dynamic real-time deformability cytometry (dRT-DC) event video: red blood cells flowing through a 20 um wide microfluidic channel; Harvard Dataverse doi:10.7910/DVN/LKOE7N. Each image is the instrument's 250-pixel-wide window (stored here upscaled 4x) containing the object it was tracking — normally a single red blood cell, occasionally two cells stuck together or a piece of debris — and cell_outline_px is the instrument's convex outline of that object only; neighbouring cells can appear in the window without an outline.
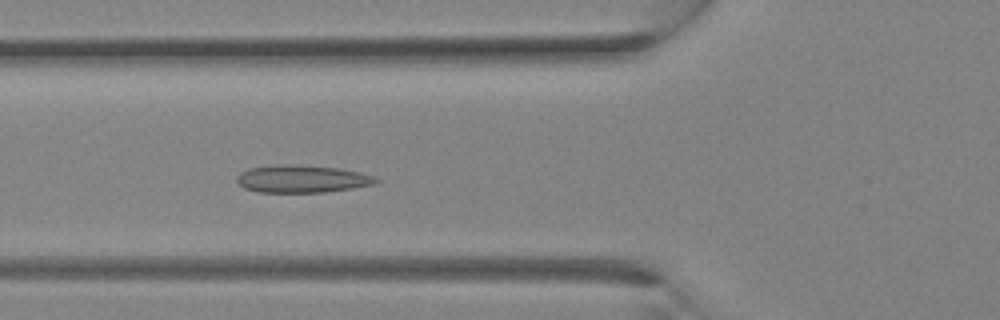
{"species": "Egyptian fruit bat (a non-hibernating species)", "species_latin": "Rousettus aegyptiacus", "temperature_condition": "room temperature", "stored_images_in_passage": 13, "camera_frame_rate_fps": 3000, "um_per_image_px": 0.085, "animal": {"sex": "female"}, "frame": {"image": 1, "passage_image": 13, "time_ms": 4.0, "image_size_px": [1000, 320], "cell_outline_px": [[380, 180], [376, 184], [352, 188], [324, 192], [260, 192], [244, 188], [236, 180], [236, 176], [240, 172], [248, 168], [276, 164], [284, 164], [336, 168], [360, 172], [372, 176]], "centroid_in_image_um": [25.63, 15.2], "position_along_channel_um": 100.2, "area_um2": 22.2}}